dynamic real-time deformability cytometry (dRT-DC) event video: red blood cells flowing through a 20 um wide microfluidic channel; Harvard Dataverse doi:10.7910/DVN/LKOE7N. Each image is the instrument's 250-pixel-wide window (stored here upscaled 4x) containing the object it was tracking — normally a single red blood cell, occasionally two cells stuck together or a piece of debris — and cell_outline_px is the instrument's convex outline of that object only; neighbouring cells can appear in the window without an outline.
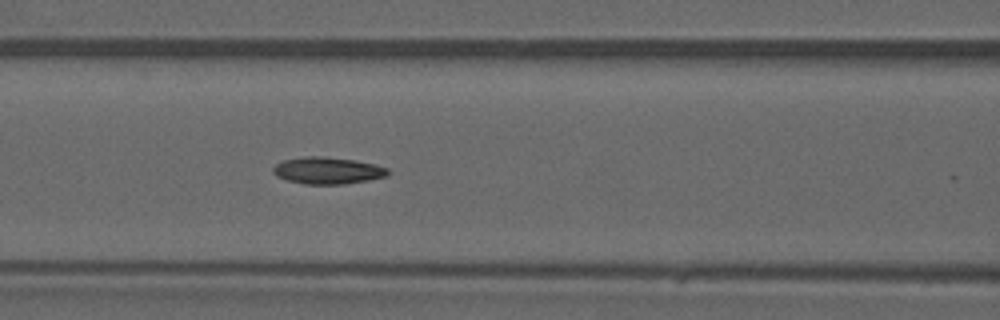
{"species": "common noctule bat (a hibernating species)", "species_latin": "Nyctalus noctula", "temperature_condition": "warm", "stored_images_in_passage": 46, "camera_frame_rate_fps": 3000, "um_per_image_px": 0.085, "animal": {"sex": "male", "forearm_length_mm": 52.5}, "frame": {"image": 1, "passage_image": 20, "time_ms": 6.333, "image_size_px": [1000, 320], "cell_outline_px": [[388, 176], [368, 180], [344, 184], [304, 184], [288, 180], [276, 176], [272, 172], [272, 168], [276, 164], [284, 160], [308, 156], [320, 156], [356, 160], [388, 168]], "centroid_in_image_um": [27.83, 14.5], "position_along_channel_um": 138.8, "area_um2": 17.86}}